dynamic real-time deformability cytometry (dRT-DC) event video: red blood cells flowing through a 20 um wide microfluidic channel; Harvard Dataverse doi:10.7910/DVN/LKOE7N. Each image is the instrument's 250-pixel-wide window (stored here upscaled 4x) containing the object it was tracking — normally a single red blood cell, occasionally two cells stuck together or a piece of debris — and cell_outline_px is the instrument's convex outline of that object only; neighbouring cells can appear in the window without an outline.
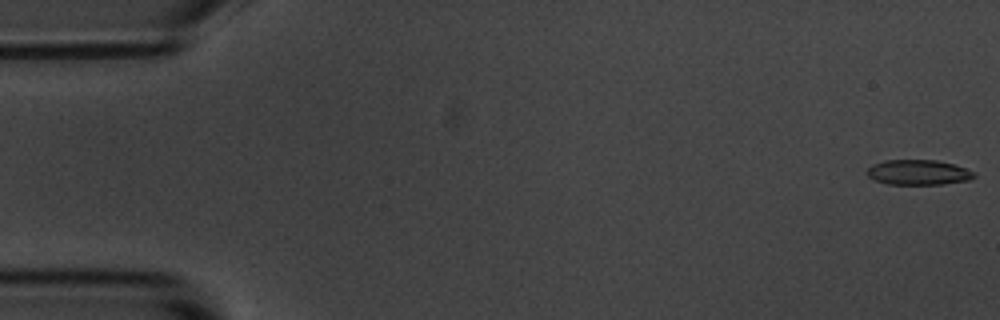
{"species": "common noctule bat (a hibernating species)", "species_latin": "Nyctalus noctula", "temperature_condition": "room temperature", "stored_images_in_passage": 4, "camera_frame_rate_fps": 3000, "um_per_image_px": 0.085, "animal": {"sex": "male", "body_mass_g": 20.1, "forearm_length_mm": 53.5}, "frame": {"image": 1, "passage_image": 1, "time_ms": 0.0, "image_size_px": [1000, 320], "cell_outline_px": [[976, 176], [972, 180], [944, 184], [888, 184], [876, 180], [868, 176], [868, 168], [872, 164], [884, 160], [936, 160], [956, 164], [976, 172]], "centroid_in_image_um": [78.13, 14.64], "position_along_channel_um": 6.9, "area_um2": 15.84}}